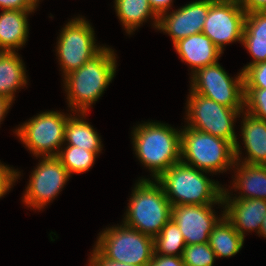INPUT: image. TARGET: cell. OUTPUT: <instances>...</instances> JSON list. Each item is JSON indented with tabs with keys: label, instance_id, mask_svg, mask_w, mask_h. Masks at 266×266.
<instances>
[{
	"label": "cell",
	"instance_id": "obj_1",
	"mask_svg": "<svg viewBox=\"0 0 266 266\" xmlns=\"http://www.w3.org/2000/svg\"><path fill=\"white\" fill-rule=\"evenodd\" d=\"M114 50L104 47L96 56L64 77L71 111L86 113L113 80L116 72Z\"/></svg>",
	"mask_w": 266,
	"mask_h": 266
},
{
	"label": "cell",
	"instance_id": "obj_2",
	"mask_svg": "<svg viewBox=\"0 0 266 266\" xmlns=\"http://www.w3.org/2000/svg\"><path fill=\"white\" fill-rule=\"evenodd\" d=\"M137 158L157 180L171 165L181 162V132L159 122L139 124L132 132Z\"/></svg>",
	"mask_w": 266,
	"mask_h": 266
},
{
	"label": "cell",
	"instance_id": "obj_3",
	"mask_svg": "<svg viewBox=\"0 0 266 266\" xmlns=\"http://www.w3.org/2000/svg\"><path fill=\"white\" fill-rule=\"evenodd\" d=\"M195 167L182 162L171 165L157 181L162 185L165 196L175 205H223L224 188L208 179Z\"/></svg>",
	"mask_w": 266,
	"mask_h": 266
},
{
	"label": "cell",
	"instance_id": "obj_4",
	"mask_svg": "<svg viewBox=\"0 0 266 266\" xmlns=\"http://www.w3.org/2000/svg\"><path fill=\"white\" fill-rule=\"evenodd\" d=\"M156 182V183H155ZM141 178L129 200L123 224L155 238L171 219L172 205L162 185L155 180Z\"/></svg>",
	"mask_w": 266,
	"mask_h": 266
},
{
	"label": "cell",
	"instance_id": "obj_5",
	"mask_svg": "<svg viewBox=\"0 0 266 266\" xmlns=\"http://www.w3.org/2000/svg\"><path fill=\"white\" fill-rule=\"evenodd\" d=\"M180 148L181 162L205 173L226 172L236 161L230 141L188 126L181 131Z\"/></svg>",
	"mask_w": 266,
	"mask_h": 266
},
{
	"label": "cell",
	"instance_id": "obj_6",
	"mask_svg": "<svg viewBox=\"0 0 266 266\" xmlns=\"http://www.w3.org/2000/svg\"><path fill=\"white\" fill-rule=\"evenodd\" d=\"M188 96L185 119H189L188 127L230 141L234 145L235 160L241 163L239 155L242 153L234 131V120L244 108H229L194 91H190Z\"/></svg>",
	"mask_w": 266,
	"mask_h": 266
},
{
	"label": "cell",
	"instance_id": "obj_7",
	"mask_svg": "<svg viewBox=\"0 0 266 266\" xmlns=\"http://www.w3.org/2000/svg\"><path fill=\"white\" fill-rule=\"evenodd\" d=\"M95 248L109 260L146 266L154 254V238L122 224L100 233Z\"/></svg>",
	"mask_w": 266,
	"mask_h": 266
},
{
	"label": "cell",
	"instance_id": "obj_8",
	"mask_svg": "<svg viewBox=\"0 0 266 266\" xmlns=\"http://www.w3.org/2000/svg\"><path fill=\"white\" fill-rule=\"evenodd\" d=\"M68 118L57 111L43 112L29 119L15 133L36 157L57 156L64 143Z\"/></svg>",
	"mask_w": 266,
	"mask_h": 266
},
{
	"label": "cell",
	"instance_id": "obj_9",
	"mask_svg": "<svg viewBox=\"0 0 266 266\" xmlns=\"http://www.w3.org/2000/svg\"><path fill=\"white\" fill-rule=\"evenodd\" d=\"M60 32L56 51L64 77L80 68L104 48L95 44L94 30L82 17L70 20Z\"/></svg>",
	"mask_w": 266,
	"mask_h": 266
},
{
	"label": "cell",
	"instance_id": "obj_10",
	"mask_svg": "<svg viewBox=\"0 0 266 266\" xmlns=\"http://www.w3.org/2000/svg\"><path fill=\"white\" fill-rule=\"evenodd\" d=\"M191 77V91L229 108H245L244 75L242 70L233 79L216 62L196 70Z\"/></svg>",
	"mask_w": 266,
	"mask_h": 266
},
{
	"label": "cell",
	"instance_id": "obj_11",
	"mask_svg": "<svg viewBox=\"0 0 266 266\" xmlns=\"http://www.w3.org/2000/svg\"><path fill=\"white\" fill-rule=\"evenodd\" d=\"M245 10L238 0H214L206 17L202 33L223 52L225 44L242 43Z\"/></svg>",
	"mask_w": 266,
	"mask_h": 266
},
{
	"label": "cell",
	"instance_id": "obj_12",
	"mask_svg": "<svg viewBox=\"0 0 266 266\" xmlns=\"http://www.w3.org/2000/svg\"><path fill=\"white\" fill-rule=\"evenodd\" d=\"M37 168L32 171L23 196L28 207L41 210L62 190L70 175L56 156L41 157Z\"/></svg>",
	"mask_w": 266,
	"mask_h": 266
},
{
	"label": "cell",
	"instance_id": "obj_13",
	"mask_svg": "<svg viewBox=\"0 0 266 266\" xmlns=\"http://www.w3.org/2000/svg\"><path fill=\"white\" fill-rule=\"evenodd\" d=\"M212 205L172 206L171 219L178 225L186 245L209 242V235L221 219Z\"/></svg>",
	"mask_w": 266,
	"mask_h": 266
},
{
	"label": "cell",
	"instance_id": "obj_14",
	"mask_svg": "<svg viewBox=\"0 0 266 266\" xmlns=\"http://www.w3.org/2000/svg\"><path fill=\"white\" fill-rule=\"evenodd\" d=\"M213 1L196 0L180 7L171 14L166 12L159 17L157 29L169 34L173 44L190 35L201 33Z\"/></svg>",
	"mask_w": 266,
	"mask_h": 266
},
{
	"label": "cell",
	"instance_id": "obj_15",
	"mask_svg": "<svg viewBox=\"0 0 266 266\" xmlns=\"http://www.w3.org/2000/svg\"><path fill=\"white\" fill-rule=\"evenodd\" d=\"M223 190L224 216L244 238L245 232L257 231L259 234L262 221L266 215V200L262 199H231L230 193ZM249 230V231H248Z\"/></svg>",
	"mask_w": 266,
	"mask_h": 266
},
{
	"label": "cell",
	"instance_id": "obj_16",
	"mask_svg": "<svg viewBox=\"0 0 266 266\" xmlns=\"http://www.w3.org/2000/svg\"><path fill=\"white\" fill-rule=\"evenodd\" d=\"M173 45L181 60L191 66L192 73L218 62L220 55L223 53L202 32L183 38Z\"/></svg>",
	"mask_w": 266,
	"mask_h": 266
},
{
	"label": "cell",
	"instance_id": "obj_17",
	"mask_svg": "<svg viewBox=\"0 0 266 266\" xmlns=\"http://www.w3.org/2000/svg\"><path fill=\"white\" fill-rule=\"evenodd\" d=\"M33 11L3 10L0 13V51L15 52L28 37V17Z\"/></svg>",
	"mask_w": 266,
	"mask_h": 266
},
{
	"label": "cell",
	"instance_id": "obj_18",
	"mask_svg": "<svg viewBox=\"0 0 266 266\" xmlns=\"http://www.w3.org/2000/svg\"><path fill=\"white\" fill-rule=\"evenodd\" d=\"M242 44L254 59L243 72L251 65L266 61V11L246 13Z\"/></svg>",
	"mask_w": 266,
	"mask_h": 266
},
{
	"label": "cell",
	"instance_id": "obj_19",
	"mask_svg": "<svg viewBox=\"0 0 266 266\" xmlns=\"http://www.w3.org/2000/svg\"><path fill=\"white\" fill-rule=\"evenodd\" d=\"M242 138L247 155L244 163L266 165V120L256 118L243 111Z\"/></svg>",
	"mask_w": 266,
	"mask_h": 266
},
{
	"label": "cell",
	"instance_id": "obj_20",
	"mask_svg": "<svg viewBox=\"0 0 266 266\" xmlns=\"http://www.w3.org/2000/svg\"><path fill=\"white\" fill-rule=\"evenodd\" d=\"M237 169L233 188L240 191L241 195L234 199H262L266 200V165H253L235 161ZM243 193V194H242Z\"/></svg>",
	"mask_w": 266,
	"mask_h": 266
},
{
	"label": "cell",
	"instance_id": "obj_21",
	"mask_svg": "<svg viewBox=\"0 0 266 266\" xmlns=\"http://www.w3.org/2000/svg\"><path fill=\"white\" fill-rule=\"evenodd\" d=\"M25 66L18 53L0 51V96L14 101V92L27 84Z\"/></svg>",
	"mask_w": 266,
	"mask_h": 266
},
{
	"label": "cell",
	"instance_id": "obj_22",
	"mask_svg": "<svg viewBox=\"0 0 266 266\" xmlns=\"http://www.w3.org/2000/svg\"><path fill=\"white\" fill-rule=\"evenodd\" d=\"M78 114L81 117L79 115L78 117L70 115L67 119L64 142H68L67 145H73L99 154L102 150L99 134L94 130L93 126L83 119L86 113L81 112Z\"/></svg>",
	"mask_w": 266,
	"mask_h": 266
},
{
	"label": "cell",
	"instance_id": "obj_23",
	"mask_svg": "<svg viewBox=\"0 0 266 266\" xmlns=\"http://www.w3.org/2000/svg\"><path fill=\"white\" fill-rule=\"evenodd\" d=\"M208 243L215 252L216 258L231 257L242 249L244 238L224 216L223 211L221 219L209 235Z\"/></svg>",
	"mask_w": 266,
	"mask_h": 266
},
{
	"label": "cell",
	"instance_id": "obj_24",
	"mask_svg": "<svg viewBox=\"0 0 266 266\" xmlns=\"http://www.w3.org/2000/svg\"><path fill=\"white\" fill-rule=\"evenodd\" d=\"M114 1L116 14L128 34L131 35L148 18L154 19L153 26L158 27L159 17L152 10L148 0Z\"/></svg>",
	"mask_w": 266,
	"mask_h": 266
},
{
	"label": "cell",
	"instance_id": "obj_25",
	"mask_svg": "<svg viewBox=\"0 0 266 266\" xmlns=\"http://www.w3.org/2000/svg\"><path fill=\"white\" fill-rule=\"evenodd\" d=\"M186 246L178 225L170 219L154 238V253L181 257Z\"/></svg>",
	"mask_w": 266,
	"mask_h": 266
},
{
	"label": "cell",
	"instance_id": "obj_26",
	"mask_svg": "<svg viewBox=\"0 0 266 266\" xmlns=\"http://www.w3.org/2000/svg\"><path fill=\"white\" fill-rule=\"evenodd\" d=\"M61 149L56 157L67 169L69 175L88 171L93 166L97 156L96 152L87 151L73 145L66 146L64 150L62 147Z\"/></svg>",
	"mask_w": 266,
	"mask_h": 266
},
{
	"label": "cell",
	"instance_id": "obj_27",
	"mask_svg": "<svg viewBox=\"0 0 266 266\" xmlns=\"http://www.w3.org/2000/svg\"><path fill=\"white\" fill-rule=\"evenodd\" d=\"M181 258L185 266H213L216 255L206 242L186 245Z\"/></svg>",
	"mask_w": 266,
	"mask_h": 266
},
{
	"label": "cell",
	"instance_id": "obj_28",
	"mask_svg": "<svg viewBox=\"0 0 266 266\" xmlns=\"http://www.w3.org/2000/svg\"><path fill=\"white\" fill-rule=\"evenodd\" d=\"M244 95L245 111L256 118L266 120V89L244 88Z\"/></svg>",
	"mask_w": 266,
	"mask_h": 266
},
{
	"label": "cell",
	"instance_id": "obj_29",
	"mask_svg": "<svg viewBox=\"0 0 266 266\" xmlns=\"http://www.w3.org/2000/svg\"><path fill=\"white\" fill-rule=\"evenodd\" d=\"M243 75L244 88L266 89V61L249 66Z\"/></svg>",
	"mask_w": 266,
	"mask_h": 266
},
{
	"label": "cell",
	"instance_id": "obj_30",
	"mask_svg": "<svg viewBox=\"0 0 266 266\" xmlns=\"http://www.w3.org/2000/svg\"><path fill=\"white\" fill-rule=\"evenodd\" d=\"M20 172L0 162V198L3 197L18 179Z\"/></svg>",
	"mask_w": 266,
	"mask_h": 266
},
{
	"label": "cell",
	"instance_id": "obj_31",
	"mask_svg": "<svg viewBox=\"0 0 266 266\" xmlns=\"http://www.w3.org/2000/svg\"><path fill=\"white\" fill-rule=\"evenodd\" d=\"M38 6L36 0H0L3 10H29L34 11Z\"/></svg>",
	"mask_w": 266,
	"mask_h": 266
},
{
	"label": "cell",
	"instance_id": "obj_32",
	"mask_svg": "<svg viewBox=\"0 0 266 266\" xmlns=\"http://www.w3.org/2000/svg\"><path fill=\"white\" fill-rule=\"evenodd\" d=\"M146 266H185L182 258L170 255L153 254L152 260Z\"/></svg>",
	"mask_w": 266,
	"mask_h": 266
},
{
	"label": "cell",
	"instance_id": "obj_33",
	"mask_svg": "<svg viewBox=\"0 0 266 266\" xmlns=\"http://www.w3.org/2000/svg\"><path fill=\"white\" fill-rule=\"evenodd\" d=\"M89 266H134L105 258L95 247L89 259Z\"/></svg>",
	"mask_w": 266,
	"mask_h": 266
},
{
	"label": "cell",
	"instance_id": "obj_34",
	"mask_svg": "<svg viewBox=\"0 0 266 266\" xmlns=\"http://www.w3.org/2000/svg\"><path fill=\"white\" fill-rule=\"evenodd\" d=\"M246 13L254 11H266V0H238Z\"/></svg>",
	"mask_w": 266,
	"mask_h": 266
},
{
	"label": "cell",
	"instance_id": "obj_35",
	"mask_svg": "<svg viewBox=\"0 0 266 266\" xmlns=\"http://www.w3.org/2000/svg\"><path fill=\"white\" fill-rule=\"evenodd\" d=\"M152 10L154 13L160 17L162 14L166 13L170 6L172 5L171 3L173 2L172 0H148Z\"/></svg>",
	"mask_w": 266,
	"mask_h": 266
},
{
	"label": "cell",
	"instance_id": "obj_36",
	"mask_svg": "<svg viewBox=\"0 0 266 266\" xmlns=\"http://www.w3.org/2000/svg\"><path fill=\"white\" fill-rule=\"evenodd\" d=\"M12 102L5 97L0 96V122L5 117V113L7 114V110L11 107Z\"/></svg>",
	"mask_w": 266,
	"mask_h": 266
},
{
	"label": "cell",
	"instance_id": "obj_37",
	"mask_svg": "<svg viewBox=\"0 0 266 266\" xmlns=\"http://www.w3.org/2000/svg\"><path fill=\"white\" fill-rule=\"evenodd\" d=\"M259 235H261V236L266 238V215H265V218L262 221V225H261V228H260Z\"/></svg>",
	"mask_w": 266,
	"mask_h": 266
}]
</instances>
